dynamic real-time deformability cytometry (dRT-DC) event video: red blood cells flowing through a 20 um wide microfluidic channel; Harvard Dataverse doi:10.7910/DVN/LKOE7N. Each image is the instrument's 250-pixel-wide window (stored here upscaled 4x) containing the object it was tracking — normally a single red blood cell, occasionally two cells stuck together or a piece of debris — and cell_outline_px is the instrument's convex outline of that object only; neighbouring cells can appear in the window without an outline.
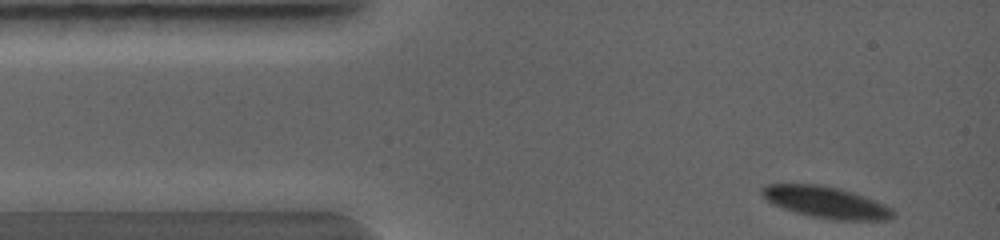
{"species": "common noctule bat (a hibernating species)", "species_latin": "Nyctalus noctula", "temperature_condition": "warm", "stored_images_in_passage": 2, "camera_frame_rate_fps": 5000, "um_per_image_px": 0.085, "animal": {"sex": "female", "body_mass_g": 19.0, "forearm_length_mm": 56.7}, "frame": {"image": 1, "passage_image": 1, "time_ms": 0.0, "image_size_px": [1000, 240], "cell_outline_px": [[896, 216], [888, 220], [832, 220], [812, 216], [796, 212], [772, 204], [760, 192], [760, 188], [764, 184], [820, 184], [840, 188], [864, 196], [884, 204], [892, 208], [896, 212]], "centroid_in_image_um": [70.23, 17.19], "position_along_channel_um": 14.8, "area_um2": 24.22}}